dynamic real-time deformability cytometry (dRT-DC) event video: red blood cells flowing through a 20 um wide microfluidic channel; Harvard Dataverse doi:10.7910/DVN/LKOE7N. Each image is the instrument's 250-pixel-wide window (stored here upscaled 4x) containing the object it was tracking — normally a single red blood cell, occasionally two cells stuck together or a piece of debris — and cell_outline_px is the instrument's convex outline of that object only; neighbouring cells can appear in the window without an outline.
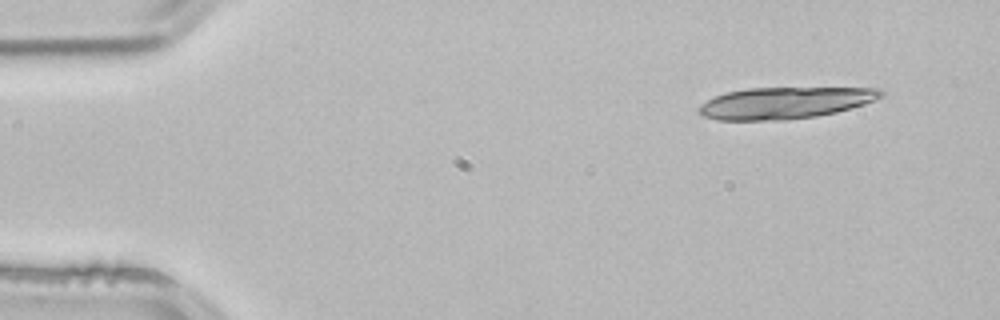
{"species": "common noctule bat (a hibernating species)", "species_latin": "Nyctalus noctula", "temperature_condition": "room temperature", "stored_images_in_passage": 3, "camera_frame_rate_fps": 3000, "um_per_image_px": 0.085, "animal": {"sex": "male", "body_mass_g": 21.5, "forearm_length_mm": 52.0}, "frame": {"image": 1, "passage_image": 1, "time_ms": 0.0, "image_size_px": [1000, 320], "cell_outline_px": [[884, 96], [864, 104], [836, 112], [816, 116], [784, 120], [716, 120], [700, 116], [696, 112], [696, 108], [700, 104], [716, 96], [728, 92], [748, 88], [880, 88], [884, 92]], "centroid_in_image_um": [66.67, 8.75], "position_along_channel_um": 18.3, "area_um2": 33.64}}